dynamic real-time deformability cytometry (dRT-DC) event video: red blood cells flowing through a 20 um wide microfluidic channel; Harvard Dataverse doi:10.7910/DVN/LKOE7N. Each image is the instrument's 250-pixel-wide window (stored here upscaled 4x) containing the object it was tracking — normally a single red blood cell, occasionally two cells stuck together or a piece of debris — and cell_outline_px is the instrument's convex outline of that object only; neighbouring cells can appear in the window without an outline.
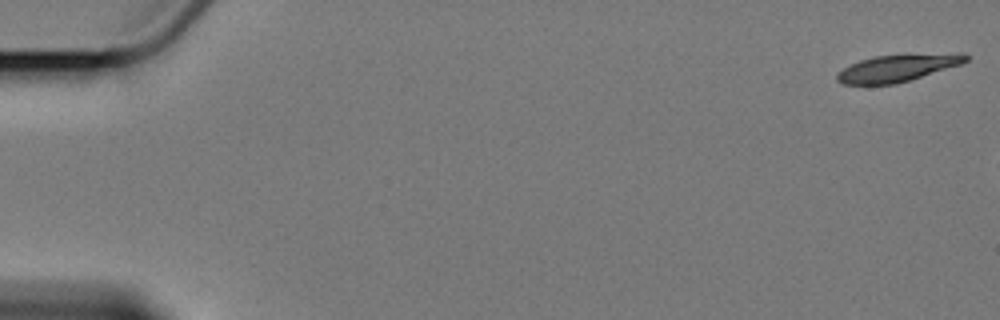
{"species": "Egyptian fruit bat (a non-hibernating species)", "species_latin": "Rousettus aegyptiacus", "temperature_condition": "cold", "stored_images_in_passage": 3, "camera_frame_rate_fps": 3000, "um_per_image_px": 0.085, "animal": {"sex": "female"}, "frame": {"image": 1, "passage_image": 1, "time_ms": 0.0, "image_size_px": [1000, 320], "cell_outline_px": [[968, 60], [960, 64], [896, 84], [840, 84], [836, 80], [836, 76], [844, 68], [860, 60], [876, 56], [956, 52], [964, 52], [968, 56]], "centroid_in_image_um": [76.32, 5.77], "position_along_channel_um": 8.7, "area_um2": 20.11}}